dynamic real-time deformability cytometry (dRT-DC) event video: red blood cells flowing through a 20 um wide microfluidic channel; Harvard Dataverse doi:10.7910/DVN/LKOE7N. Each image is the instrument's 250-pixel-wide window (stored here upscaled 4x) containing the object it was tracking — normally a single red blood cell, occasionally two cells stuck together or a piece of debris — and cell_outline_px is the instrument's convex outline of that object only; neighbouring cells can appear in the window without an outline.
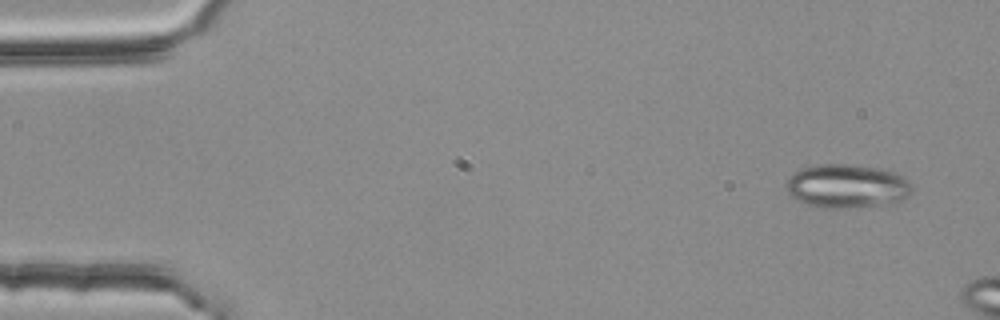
{"species": "common noctule bat (a hibernating species)", "species_latin": "Nyctalus noctula", "temperature_condition": "room temperature", "stored_images_in_passage": 3, "camera_frame_rate_fps": 3000, "um_per_image_px": 0.085, "animal": {"sex": "female", "body_mass_g": 25.1}, "frame": {"image": 1, "passage_image": 1, "time_ms": 0.0, "image_size_px": [1000, 320], "cell_outline_px": [[912, 192], [908, 196], [896, 204], [848, 208], [824, 208], [808, 204], [792, 196], [784, 188], [784, 184], [788, 176], [800, 168], [820, 164], [848, 164], [880, 168], [896, 172], [904, 176], [908, 180]], "centroid_in_image_um": [72.01, 15.82], "position_along_channel_um": 13.0, "area_um2": 32.6}}